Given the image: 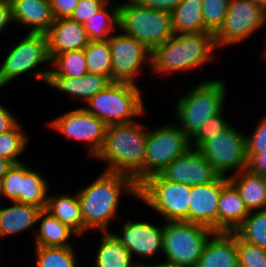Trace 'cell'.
<instances>
[{
  "label": "cell",
  "instance_id": "obj_1",
  "mask_svg": "<svg viewBox=\"0 0 266 267\" xmlns=\"http://www.w3.org/2000/svg\"><path fill=\"white\" fill-rule=\"evenodd\" d=\"M123 193L138 198V184L129 176L105 171L77 192L84 233L90 230L111 231L108 224L117 216Z\"/></svg>",
  "mask_w": 266,
  "mask_h": 267
},
{
  "label": "cell",
  "instance_id": "obj_2",
  "mask_svg": "<svg viewBox=\"0 0 266 267\" xmlns=\"http://www.w3.org/2000/svg\"><path fill=\"white\" fill-rule=\"evenodd\" d=\"M147 131L137 121L107 125L102 149L95 157L107 163L104 171L129 176L138 185L143 182Z\"/></svg>",
  "mask_w": 266,
  "mask_h": 267
},
{
  "label": "cell",
  "instance_id": "obj_3",
  "mask_svg": "<svg viewBox=\"0 0 266 267\" xmlns=\"http://www.w3.org/2000/svg\"><path fill=\"white\" fill-rule=\"evenodd\" d=\"M226 86L221 80H205L189 90L176 104L178 126L191 140L209 118L224 109Z\"/></svg>",
  "mask_w": 266,
  "mask_h": 267
},
{
  "label": "cell",
  "instance_id": "obj_4",
  "mask_svg": "<svg viewBox=\"0 0 266 267\" xmlns=\"http://www.w3.org/2000/svg\"><path fill=\"white\" fill-rule=\"evenodd\" d=\"M119 31L139 40L150 51L175 34L171 12L150 9L134 0L119 4Z\"/></svg>",
  "mask_w": 266,
  "mask_h": 267
},
{
  "label": "cell",
  "instance_id": "obj_5",
  "mask_svg": "<svg viewBox=\"0 0 266 267\" xmlns=\"http://www.w3.org/2000/svg\"><path fill=\"white\" fill-rule=\"evenodd\" d=\"M142 98L139 86L112 82L87 102L89 107L83 108L106 125L130 123L146 110Z\"/></svg>",
  "mask_w": 266,
  "mask_h": 267
},
{
  "label": "cell",
  "instance_id": "obj_6",
  "mask_svg": "<svg viewBox=\"0 0 266 267\" xmlns=\"http://www.w3.org/2000/svg\"><path fill=\"white\" fill-rule=\"evenodd\" d=\"M9 50L0 66V89L26 73H29L31 78L42 80L47 84L50 69L35 70L41 64L50 63L46 33L28 32Z\"/></svg>",
  "mask_w": 266,
  "mask_h": 267
},
{
  "label": "cell",
  "instance_id": "obj_7",
  "mask_svg": "<svg viewBox=\"0 0 266 267\" xmlns=\"http://www.w3.org/2000/svg\"><path fill=\"white\" fill-rule=\"evenodd\" d=\"M163 224L162 254L169 263L196 267L214 230L188 221H166Z\"/></svg>",
  "mask_w": 266,
  "mask_h": 267
},
{
  "label": "cell",
  "instance_id": "obj_8",
  "mask_svg": "<svg viewBox=\"0 0 266 267\" xmlns=\"http://www.w3.org/2000/svg\"><path fill=\"white\" fill-rule=\"evenodd\" d=\"M191 186L168 181L159 173L138 185V199L166 221H188Z\"/></svg>",
  "mask_w": 266,
  "mask_h": 267
},
{
  "label": "cell",
  "instance_id": "obj_9",
  "mask_svg": "<svg viewBox=\"0 0 266 267\" xmlns=\"http://www.w3.org/2000/svg\"><path fill=\"white\" fill-rule=\"evenodd\" d=\"M244 134L230 125L220 134L210 136L197 149L221 176L228 177L229 171L238 173L247 169V135Z\"/></svg>",
  "mask_w": 266,
  "mask_h": 267
},
{
  "label": "cell",
  "instance_id": "obj_10",
  "mask_svg": "<svg viewBox=\"0 0 266 267\" xmlns=\"http://www.w3.org/2000/svg\"><path fill=\"white\" fill-rule=\"evenodd\" d=\"M191 148L190 139L176 124H165L147 131L144 180L159 173Z\"/></svg>",
  "mask_w": 266,
  "mask_h": 267
},
{
  "label": "cell",
  "instance_id": "obj_11",
  "mask_svg": "<svg viewBox=\"0 0 266 267\" xmlns=\"http://www.w3.org/2000/svg\"><path fill=\"white\" fill-rule=\"evenodd\" d=\"M266 24V12L254 0H230L222 26L214 34L216 48L235 45Z\"/></svg>",
  "mask_w": 266,
  "mask_h": 267
},
{
  "label": "cell",
  "instance_id": "obj_12",
  "mask_svg": "<svg viewBox=\"0 0 266 267\" xmlns=\"http://www.w3.org/2000/svg\"><path fill=\"white\" fill-rule=\"evenodd\" d=\"M114 34L108 39L112 55V82L137 85L135 77L139 76L142 66L146 63L151 65V51L139 40L122 32Z\"/></svg>",
  "mask_w": 266,
  "mask_h": 267
},
{
  "label": "cell",
  "instance_id": "obj_13",
  "mask_svg": "<svg viewBox=\"0 0 266 267\" xmlns=\"http://www.w3.org/2000/svg\"><path fill=\"white\" fill-rule=\"evenodd\" d=\"M49 124L50 128L68 139L85 142L88 147V157L95 158L102 149L107 125L83 107L68 111L51 120Z\"/></svg>",
  "mask_w": 266,
  "mask_h": 267
},
{
  "label": "cell",
  "instance_id": "obj_14",
  "mask_svg": "<svg viewBox=\"0 0 266 267\" xmlns=\"http://www.w3.org/2000/svg\"><path fill=\"white\" fill-rule=\"evenodd\" d=\"M159 174L168 181L189 186L211 183L221 176L202 153L193 147L173 160Z\"/></svg>",
  "mask_w": 266,
  "mask_h": 267
},
{
  "label": "cell",
  "instance_id": "obj_15",
  "mask_svg": "<svg viewBox=\"0 0 266 267\" xmlns=\"http://www.w3.org/2000/svg\"><path fill=\"white\" fill-rule=\"evenodd\" d=\"M121 234L114 233L131 257L153 258L163 251V226L143 221L127 220ZM161 250V251H160Z\"/></svg>",
  "mask_w": 266,
  "mask_h": 267
},
{
  "label": "cell",
  "instance_id": "obj_16",
  "mask_svg": "<svg viewBox=\"0 0 266 267\" xmlns=\"http://www.w3.org/2000/svg\"><path fill=\"white\" fill-rule=\"evenodd\" d=\"M229 182L220 176L211 183L191 186L188 222L206 226L217 232V207L221 189Z\"/></svg>",
  "mask_w": 266,
  "mask_h": 267
},
{
  "label": "cell",
  "instance_id": "obj_17",
  "mask_svg": "<svg viewBox=\"0 0 266 267\" xmlns=\"http://www.w3.org/2000/svg\"><path fill=\"white\" fill-rule=\"evenodd\" d=\"M50 60L58 54L84 49L90 42L83 24L70 18H58L46 32Z\"/></svg>",
  "mask_w": 266,
  "mask_h": 267
},
{
  "label": "cell",
  "instance_id": "obj_18",
  "mask_svg": "<svg viewBox=\"0 0 266 267\" xmlns=\"http://www.w3.org/2000/svg\"><path fill=\"white\" fill-rule=\"evenodd\" d=\"M196 267H239L237 235L215 232L206 243Z\"/></svg>",
  "mask_w": 266,
  "mask_h": 267
},
{
  "label": "cell",
  "instance_id": "obj_19",
  "mask_svg": "<svg viewBox=\"0 0 266 267\" xmlns=\"http://www.w3.org/2000/svg\"><path fill=\"white\" fill-rule=\"evenodd\" d=\"M11 10L13 22L31 27V33H46L55 20L49 0H14Z\"/></svg>",
  "mask_w": 266,
  "mask_h": 267
},
{
  "label": "cell",
  "instance_id": "obj_20",
  "mask_svg": "<svg viewBox=\"0 0 266 267\" xmlns=\"http://www.w3.org/2000/svg\"><path fill=\"white\" fill-rule=\"evenodd\" d=\"M239 191L229 181L220 192L217 207V232H233L249 214Z\"/></svg>",
  "mask_w": 266,
  "mask_h": 267
},
{
  "label": "cell",
  "instance_id": "obj_21",
  "mask_svg": "<svg viewBox=\"0 0 266 267\" xmlns=\"http://www.w3.org/2000/svg\"><path fill=\"white\" fill-rule=\"evenodd\" d=\"M111 83L112 81L106 76L86 73L77 78L70 76L49 77L47 85L87 103L95 94Z\"/></svg>",
  "mask_w": 266,
  "mask_h": 267
},
{
  "label": "cell",
  "instance_id": "obj_22",
  "mask_svg": "<svg viewBox=\"0 0 266 267\" xmlns=\"http://www.w3.org/2000/svg\"><path fill=\"white\" fill-rule=\"evenodd\" d=\"M216 49L213 33L182 34L183 72L203 67L213 58Z\"/></svg>",
  "mask_w": 266,
  "mask_h": 267
},
{
  "label": "cell",
  "instance_id": "obj_23",
  "mask_svg": "<svg viewBox=\"0 0 266 267\" xmlns=\"http://www.w3.org/2000/svg\"><path fill=\"white\" fill-rule=\"evenodd\" d=\"M13 205L0 209V240L31 229L38 223L41 208L12 202Z\"/></svg>",
  "mask_w": 266,
  "mask_h": 267
},
{
  "label": "cell",
  "instance_id": "obj_24",
  "mask_svg": "<svg viewBox=\"0 0 266 267\" xmlns=\"http://www.w3.org/2000/svg\"><path fill=\"white\" fill-rule=\"evenodd\" d=\"M249 211L266 209V178L248 169L228 175Z\"/></svg>",
  "mask_w": 266,
  "mask_h": 267
},
{
  "label": "cell",
  "instance_id": "obj_25",
  "mask_svg": "<svg viewBox=\"0 0 266 267\" xmlns=\"http://www.w3.org/2000/svg\"><path fill=\"white\" fill-rule=\"evenodd\" d=\"M38 222H40V227L34 233V246L70 247L73 246L68 242L70 237L73 234L78 237L74 230L63 224L45 209L40 212Z\"/></svg>",
  "mask_w": 266,
  "mask_h": 267
},
{
  "label": "cell",
  "instance_id": "obj_26",
  "mask_svg": "<svg viewBox=\"0 0 266 267\" xmlns=\"http://www.w3.org/2000/svg\"><path fill=\"white\" fill-rule=\"evenodd\" d=\"M153 74L183 72L182 34H174L151 51Z\"/></svg>",
  "mask_w": 266,
  "mask_h": 267
},
{
  "label": "cell",
  "instance_id": "obj_27",
  "mask_svg": "<svg viewBox=\"0 0 266 267\" xmlns=\"http://www.w3.org/2000/svg\"><path fill=\"white\" fill-rule=\"evenodd\" d=\"M101 233L103 235L96 253L95 267H142V263H135L114 232Z\"/></svg>",
  "mask_w": 266,
  "mask_h": 267
},
{
  "label": "cell",
  "instance_id": "obj_28",
  "mask_svg": "<svg viewBox=\"0 0 266 267\" xmlns=\"http://www.w3.org/2000/svg\"><path fill=\"white\" fill-rule=\"evenodd\" d=\"M45 210L69 226L78 236L84 234V222L77 193L72 197L63 193L55 197L48 196Z\"/></svg>",
  "mask_w": 266,
  "mask_h": 267
},
{
  "label": "cell",
  "instance_id": "obj_29",
  "mask_svg": "<svg viewBox=\"0 0 266 267\" xmlns=\"http://www.w3.org/2000/svg\"><path fill=\"white\" fill-rule=\"evenodd\" d=\"M175 34L208 32L202 16V0H181L171 12Z\"/></svg>",
  "mask_w": 266,
  "mask_h": 267
},
{
  "label": "cell",
  "instance_id": "obj_30",
  "mask_svg": "<svg viewBox=\"0 0 266 267\" xmlns=\"http://www.w3.org/2000/svg\"><path fill=\"white\" fill-rule=\"evenodd\" d=\"M110 3L83 24L89 41H106L119 29V4L113 7Z\"/></svg>",
  "mask_w": 266,
  "mask_h": 267
},
{
  "label": "cell",
  "instance_id": "obj_31",
  "mask_svg": "<svg viewBox=\"0 0 266 267\" xmlns=\"http://www.w3.org/2000/svg\"><path fill=\"white\" fill-rule=\"evenodd\" d=\"M48 184L40 172L28 167L24 163V179L19 203L29 204L41 209L46 208L48 200Z\"/></svg>",
  "mask_w": 266,
  "mask_h": 267
},
{
  "label": "cell",
  "instance_id": "obj_32",
  "mask_svg": "<svg viewBox=\"0 0 266 267\" xmlns=\"http://www.w3.org/2000/svg\"><path fill=\"white\" fill-rule=\"evenodd\" d=\"M83 50L88 73L106 76L112 81V55L108 40L90 41Z\"/></svg>",
  "mask_w": 266,
  "mask_h": 267
},
{
  "label": "cell",
  "instance_id": "obj_33",
  "mask_svg": "<svg viewBox=\"0 0 266 267\" xmlns=\"http://www.w3.org/2000/svg\"><path fill=\"white\" fill-rule=\"evenodd\" d=\"M233 232L241 240L266 250V209L250 211Z\"/></svg>",
  "mask_w": 266,
  "mask_h": 267
},
{
  "label": "cell",
  "instance_id": "obj_34",
  "mask_svg": "<svg viewBox=\"0 0 266 267\" xmlns=\"http://www.w3.org/2000/svg\"><path fill=\"white\" fill-rule=\"evenodd\" d=\"M49 77H80L88 73L84 50L67 51L55 55L51 60Z\"/></svg>",
  "mask_w": 266,
  "mask_h": 267
},
{
  "label": "cell",
  "instance_id": "obj_35",
  "mask_svg": "<svg viewBox=\"0 0 266 267\" xmlns=\"http://www.w3.org/2000/svg\"><path fill=\"white\" fill-rule=\"evenodd\" d=\"M36 267H77L73 246L42 247L35 246Z\"/></svg>",
  "mask_w": 266,
  "mask_h": 267
},
{
  "label": "cell",
  "instance_id": "obj_36",
  "mask_svg": "<svg viewBox=\"0 0 266 267\" xmlns=\"http://www.w3.org/2000/svg\"><path fill=\"white\" fill-rule=\"evenodd\" d=\"M21 122L11 130L0 134V157L10 160L13 164L22 163L18 158L28 145V135L23 131Z\"/></svg>",
  "mask_w": 266,
  "mask_h": 267
},
{
  "label": "cell",
  "instance_id": "obj_37",
  "mask_svg": "<svg viewBox=\"0 0 266 267\" xmlns=\"http://www.w3.org/2000/svg\"><path fill=\"white\" fill-rule=\"evenodd\" d=\"M230 0H202L204 25L215 34L222 26Z\"/></svg>",
  "mask_w": 266,
  "mask_h": 267
},
{
  "label": "cell",
  "instance_id": "obj_38",
  "mask_svg": "<svg viewBox=\"0 0 266 267\" xmlns=\"http://www.w3.org/2000/svg\"><path fill=\"white\" fill-rule=\"evenodd\" d=\"M22 179H24V163L13 164L2 178V197L19 203Z\"/></svg>",
  "mask_w": 266,
  "mask_h": 267
},
{
  "label": "cell",
  "instance_id": "obj_39",
  "mask_svg": "<svg viewBox=\"0 0 266 267\" xmlns=\"http://www.w3.org/2000/svg\"><path fill=\"white\" fill-rule=\"evenodd\" d=\"M239 267H266V250L237 236Z\"/></svg>",
  "mask_w": 266,
  "mask_h": 267
},
{
  "label": "cell",
  "instance_id": "obj_40",
  "mask_svg": "<svg viewBox=\"0 0 266 267\" xmlns=\"http://www.w3.org/2000/svg\"><path fill=\"white\" fill-rule=\"evenodd\" d=\"M223 113H225L224 109L219 114L209 118L203 123L199 132L190 140L191 147L198 148L205 140L209 139L210 136L220 134L230 126V123L224 119Z\"/></svg>",
  "mask_w": 266,
  "mask_h": 267
},
{
  "label": "cell",
  "instance_id": "obj_41",
  "mask_svg": "<svg viewBox=\"0 0 266 267\" xmlns=\"http://www.w3.org/2000/svg\"><path fill=\"white\" fill-rule=\"evenodd\" d=\"M110 0H79L70 19L84 24L100 11Z\"/></svg>",
  "mask_w": 266,
  "mask_h": 267
},
{
  "label": "cell",
  "instance_id": "obj_42",
  "mask_svg": "<svg viewBox=\"0 0 266 267\" xmlns=\"http://www.w3.org/2000/svg\"><path fill=\"white\" fill-rule=\"evenodd\" d=\"M256 125L251 136H246L247 153H266V115Z\"/></svg>",
  "mask_w": 266,
  "mask_h": 267
},
{
  "label": "cell",
  "instance_id": "obj_43",
  "mask_svg": "<svg viewBox=\"0 0 266 267\" xmlns=\"http://www.w3.org/2000/svg\"><path fill=\"white\" fill-rule=\"evenodd\" d=\"M54 19L70 18L79 0H49Z\"/></svg>",
  "mask_w": 266,
  "mask_h": 267
},
{
  "label": "cell",
  "instance_id": "obj_44",
  "mask_svg": "<svg viewBox=\"0 0 266 267\" xmlns=\"http://www.w3.org/2000/svg\"><path fill=\"white\" fill-rule=\"evenodd\" d=\"M247 169L266 178V153H247Z\"/></svg>",
  "mask_w": 266,
  "mask_h": 267
},
{
  "label": "cell",
  "instance_id": "obj_45",
  "mask_svg": "<svg viewBox=\"0 0 266 267\" xmlns=\"http://www.w3.org/2000/svg\"><path fill=\"white\" fill-rule=\"evenodd\" d=\"M139 5L150 9L164 10L172 12L173 9L180 3L181 0H134Z\"/></svg>",
  "mask_w": 266,
  "mask_h": 267
},
{
  "label": "cell",
  "instance_id": "obj_46",
  "mask_svg": "<svg viewBox=\"0 0 266 267\" xmlns=\"http://www.w3.org/2000/svg\"><path fill=\"white\" fill-rule=\"evenodd\" d=\"M17 123L15 115L0 104V134L11 130Z\"/></svg>",
  "mask_w": 266,
  "mask_h": 267
},
{
  "label": "cell",
  "instance_id": "obj_47",
  "mask_svg": "<svg viewBox=\"0 0 266 267\" xmlns=\"http://www.w3.org/2000/svg\"><path fill=\"white\" fill-rule=\"evenodd\" d=\"M12 20L11 4L0 1V34Z\"/></svg>",
  "mask_w": 266,
  "mask_h": 267
},
{
  "label": "cell",
  "instance_id": "obj_48",
  "mask_svg": "<svg viewBox=\"0 0 266 267\" xmlns=\"http://www.w3.org/2000/svg\"><path fill=\"white\" fill-rule=\"evenodd\" d=\"M12 165L13 163L10 160L0 157V179L4 177Z\"/></svg>",
  "mask_w": 266,
  "mask_h": 267
},
{
  "label": "cell",
  "instance_id": "obj_49",
  "mask_svg": "<svg viewBox=\"0 0 266 267\" xmlns=\"http://www.w3.org/2000/svg\"><path fill=\"white\" fill-rule=\"evenodd\" d=\"M142 267H187V266H183V265H179V264H174V263H169V262H164V263H160V264H153V265H145L142 264Z\"/></svg>",
  "mask_w": 266,
  "mask_h": 267
},
{
  "label": "cell",
  "instance_id": "obj_50",
  "mask_svg": "<svg viewBox=\"0 0 266 267\" xmlns=\"http://www.w3.org/2000/svg\"><path fill=\"white\" fill-rule=\"evenodd\" d=\"M266 12V0H254Z\"/></svg>",
  "mask_w": 266,
  "mask_h": 267
},
{
  "label": "cell",
  "instance_id": "obj_51",
  "mask_svg": "<svg viewBox=\"0 0 266 267\" xmlns=\"http://www.w3.org/2000/svg\"><path fill=\"white\" fill-rule=\"evenodd\" d=\"M2 197V179H0V199Z\"/></svg>",
  "mask_w": 266,
  "mask_h": 267
},
{
  "label": "cell",
  "instance_id": "obj_52",
  "mask_svg": "<svg viewBox=\"0 0 266 267\" xmlns=\"http://www.w3.org/2000/svg\"><path fill=\"white\" fill-rule=\"evenodd\" d=\"M1 2H6V3H9L11 4L14 0H0Z\"/></svg>",
  "mask_w": 266,
  "mask_h": 267
},
{
  "label": "cell",
  "instance_id": "obj_53",
  "mask_svg": "<svg viewBox=\"0 0 266 267\" xmlns=\"http://www.w3.org/2000/svg\"><path fill=\"white\" fill-rule=\"evenodd\" d=\"M264 41H265V46H266V38H265ZM263 55H264V58H266V47H265V49H264Z\"/></svg>",
  "mask_w": 266,
  "mask_h": 267
}]
</instances>
